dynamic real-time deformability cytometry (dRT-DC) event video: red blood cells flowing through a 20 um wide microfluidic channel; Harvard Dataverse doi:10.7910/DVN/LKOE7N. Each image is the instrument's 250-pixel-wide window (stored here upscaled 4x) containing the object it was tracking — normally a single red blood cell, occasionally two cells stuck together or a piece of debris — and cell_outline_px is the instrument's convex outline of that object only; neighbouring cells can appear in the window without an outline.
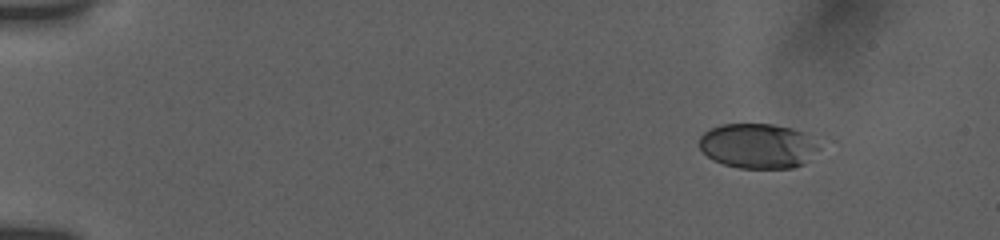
{"species": "human", "species_latin": "Homo sapiens", "temperature_condition": "room temperature", "stored_images_in_passage": 12, "camera_frame_rate_fps": 3000, "um_per_image_px": 0.085, "donor": {"sex": "female"}, "frame": {"image": 1, "passage_image": 1, "time_ms": 0.0, "image_size_px": [1000, 240], "cell_outline_px": [[820, 148], [804, 164], [792, 168], [740, 168], [724, 164], [712, 160], [696, 144], [700, 136], [704, 132], [720, 124], [772, 124], [792, 128], [804, 132]], "centroid_in_image_um": [64.38, 12.4], "position_along_channel_um": 20.6, "area_um2": 31.39}}
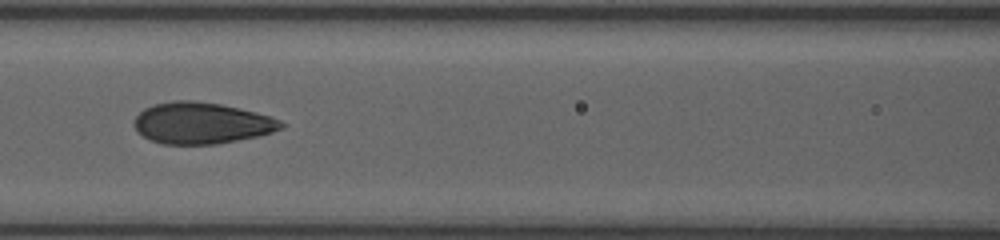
{"frame": {"image": 2, "passage_image": 7, "time_ms": 6.667, "image_size_px": [1000, 240], "cell_outline_px": [[288, 124], [284, 128], [260, 136], [216, 144], [164, 144], [152, 140], [144, 136], [136, 128], [136, 116], [144, 108], [152, 104], [172, 100], [192, 100], [220, 104], [256, 112], [280, 120]], "centroid_in_image_um": [17.18, 10.46], "position_along_channel_um": 149.4, "area_um2": 35.37}}
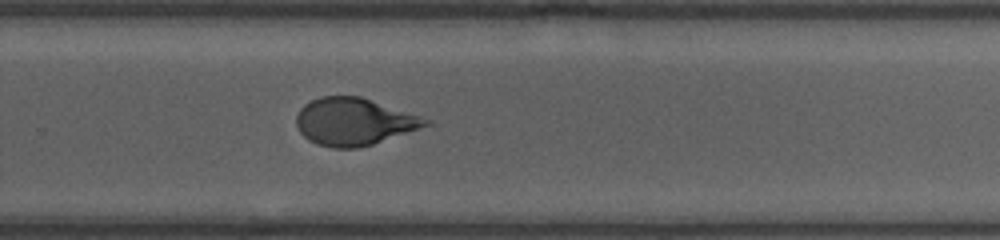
{"frame": {"image": 3, "passage_image": 12, "time_ms": 10.667, "image_size_px": [1000, 240], "cell_outline_px": [[432, 124], [372, 144], [356, 148], [332, 148], [316, 144], [308, 140], [300, 132], [296, 124], [296, 116], [300, 108], [304, 104], [320, 96], [360, 96], [432, 120]], "centroid_in_image_um": [30.06, 10.34], "position_along_channel_um": 299.7, "area_um2": 35.49}}